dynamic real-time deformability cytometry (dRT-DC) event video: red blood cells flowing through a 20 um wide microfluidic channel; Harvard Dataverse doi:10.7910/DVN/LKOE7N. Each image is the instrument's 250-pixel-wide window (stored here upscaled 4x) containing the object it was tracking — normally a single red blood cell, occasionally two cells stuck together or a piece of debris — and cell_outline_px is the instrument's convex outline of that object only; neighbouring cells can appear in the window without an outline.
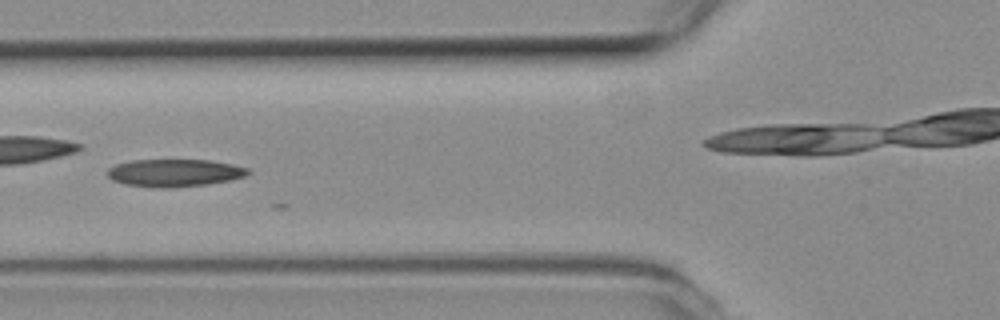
{"species": "common noctule bat (a hibernating species)", "species_latin": "Nyctalus noctula", "temperature_condition": "room temperature", "stored_images_in_passage": 16, "camera_frame_rate_fps": 3000, "um_per_image_px": 0.085, "animal": {"sex": "female", "body_mass_g": 19.3, "forearm_length_mm": 54.1}, "frame": {"image": 1, "passage_image": 9, "time_ms": 2.667, "image_size_px": [1000, 320], "cell_outline_px": [[252, 172], [244, 176], [232, 180], [208, 184], [172, 188], [156, 188], [124, 184], [112, 180], [108, 176], [108, 168], [116, 164], [132, 160], [212, 160], [232, 164], [248, 168]], "centroid_in_image_um": [14.85, 14.7], "position_along_channel_um": 111.0, "area_um2": 22.77}}